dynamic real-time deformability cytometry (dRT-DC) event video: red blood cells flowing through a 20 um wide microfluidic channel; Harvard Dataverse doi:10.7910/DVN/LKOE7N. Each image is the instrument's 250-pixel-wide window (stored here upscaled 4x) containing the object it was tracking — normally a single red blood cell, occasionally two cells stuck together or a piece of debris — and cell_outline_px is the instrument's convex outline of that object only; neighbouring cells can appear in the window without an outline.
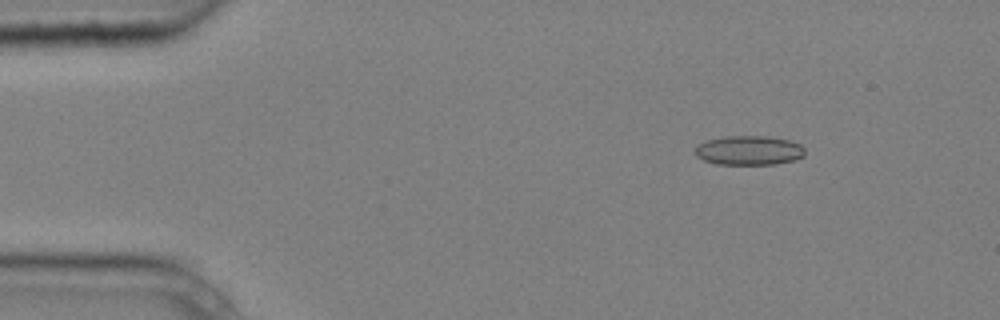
{"species": "common noctule bat (a hibernating species)", "species_latin": "Nyctalus noctula", "temperature_condition": "cold", "stored_images_in_passage": 5, "camera_frame_rate_fps": 3000, "um_per_image_px": 0.085, "animal": {"sex": "male", "body_mass_g": 20.4}, "frame": {"image": 1, "passage_image": 2, "time_ms": 0.333, "image_size_px": [1000, 320], "cell_outline_px": [[804, 156], [796, 160], [776, 164], [716, 164], [704, 160], [696, 156], [696, 148], [700, 144], [708, 140], [724, 136], [768, 136], [788, 140], [800, 144], [804, 148]], "centroid_in_image_um": [63.7, 12.79], "position_along_channel_um": 21.3, "area_um2": 18.73}}